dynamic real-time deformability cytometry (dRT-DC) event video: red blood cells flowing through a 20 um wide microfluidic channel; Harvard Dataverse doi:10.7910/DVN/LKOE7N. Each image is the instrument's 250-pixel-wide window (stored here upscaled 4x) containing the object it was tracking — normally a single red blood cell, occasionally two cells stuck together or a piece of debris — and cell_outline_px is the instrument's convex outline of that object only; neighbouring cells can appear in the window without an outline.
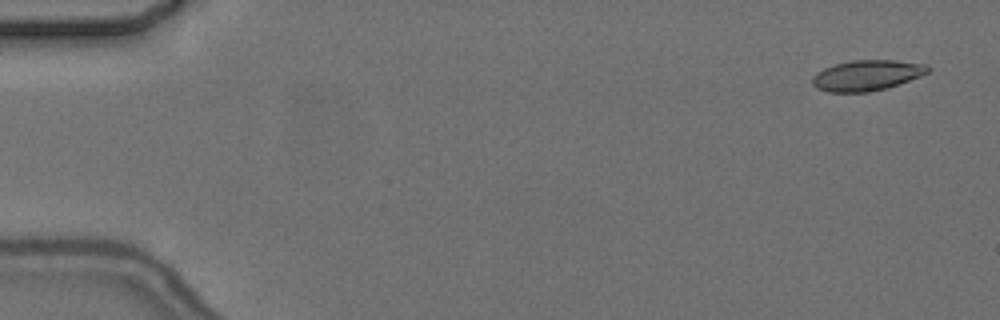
{"species": "common noctule bat (a hibernating species)", "species_latin": "Nyctalus noctula", "temperature_condition": "cold", "stored_images_in_passage": 4, "camera_frame_rate_fps": 3000, "um_per_image_px": 0.085, "animal": {"sex": "female", "body_mass_g": 24.6, "forearm_length_mm": 56.2}, "frame": {"image": 1, "passage_image": 1, "time_ms": 0.0, "image_size_px": [1000, 320], "cell_outline_px": [[932, 68], [928, 72], [920, 76], [888, 88], [868, 92], [828, 92], [816, 88], [812, 84], [812, 76], [816, 72], [824, 68], [836, 64], [852, 60], [896, 60], [924, 64]], "centroid_in_image_um": [73.67, 6.41], "position_along_channel_um": 11.3, "area_um2": 20.63}}